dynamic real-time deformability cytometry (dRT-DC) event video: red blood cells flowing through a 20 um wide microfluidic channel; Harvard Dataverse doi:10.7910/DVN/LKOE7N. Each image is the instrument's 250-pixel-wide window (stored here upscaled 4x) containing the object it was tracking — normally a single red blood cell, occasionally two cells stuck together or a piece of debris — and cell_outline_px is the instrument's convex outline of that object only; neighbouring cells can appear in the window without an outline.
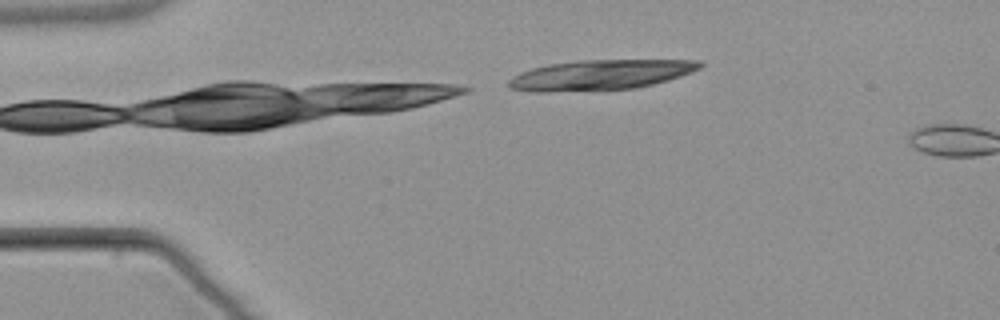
{"species": "common noctule bat (a hibernating species)", "species_latin": "Nyctalus noctula", "temperature_condition": "warm", "stored_images_in_passage": 2, "camera_frame_rate_fps": 3000, "um_per_image_px": 0.085, "animal": {"sex": "male", "body_mass_g": 21.5, "forearm_length_mm": 52.0}, "frame": {"image": 1, "passage_image": 1, "time_ms": 0.0, "image_size_px": [1000, 320], "cell_outline_px": [[704, 64], [700, 68], [692, 72], [668, 80], [636, 88], [548, 92], [528, 92], [512, 88], [508, 84], [508, 80], [512, 76], [520, 72], [532, 68], [548, 64], [576, 60], [700, 60]], "centroid_in_image_um": [51.02, 6.36], "position_along_channel_um": 34.0, "area_um2": 33.64}}